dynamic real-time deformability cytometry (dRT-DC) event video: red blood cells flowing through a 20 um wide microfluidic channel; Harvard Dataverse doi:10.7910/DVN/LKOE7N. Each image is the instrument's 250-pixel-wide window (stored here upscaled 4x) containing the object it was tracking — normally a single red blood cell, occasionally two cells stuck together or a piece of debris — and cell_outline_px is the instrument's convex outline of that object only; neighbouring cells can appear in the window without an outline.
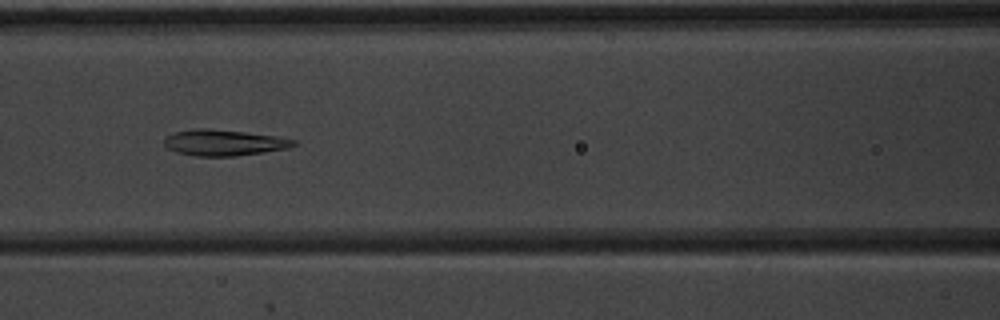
{"species": "common noctule bat (a hibernating species)", "species_latin": "Nyctalus noctula", "temperature_condition": "warm", "stored_images_in_passage": 52, "camera_frame_rate_fps": 3000, "um_per_image_px": 0.085, "animal": {"sex": "male", "body_mass_g": 20.1, "forearm_length_mm": 53.5}, "frame": {"image": 1, "passage_image": 23, "time_ms": 7.333, "image_size_px": [1000, 320], "cell_outline_px": [[296, 144], [288, 148], [236, 156], [196, 156], [176, 152], [168, 148], [164, 144], [164, 140], [168, 136], [176, 132], [192, 128], [208, 128], [280, 136], [296, 140]], "centroid_in_image_um": [19.05, 12.12], "position_along_channel_um": 147.6, "area_um2": 19.59}}
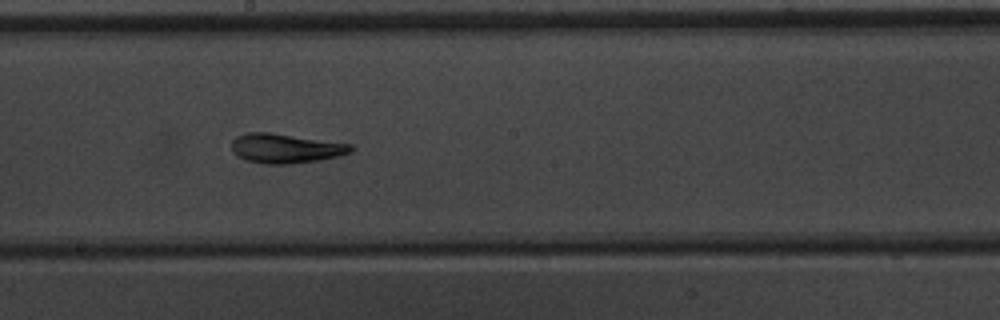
{"frame": {"image": 2, "passage_image": 29, "time_ms": 9.333, "image_size_px": [1000, 320], "cell_outline_px": [[352, 152], [340, 156], [320, 160], [292, 164], [264, 164], [248, 160], [236, 156], [232, 152], [232, 140], [236, 136], [248, 132], [268, 132], [352, 144]], "centroid_in_image_um": [24.27, 12.62], "position_along_channel_um": 223.9, "area_um2": 20.58}}
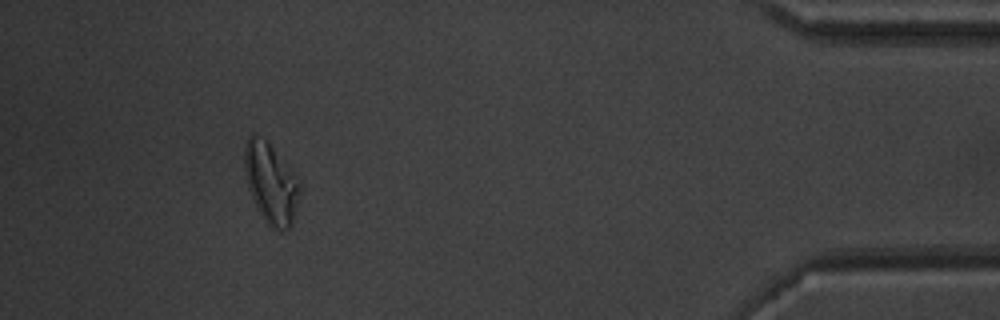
{"frame": {"image": 3, "passage_image": 48, "time_ms": 15.667, "image_size_px": [1000, 320], "cell_outline_px": [[300, 196], [292, 224], [288, 228], [272, 228], [264, 220], [248, 188], [244, 168], [244, 144], [252, 136], [256, 136], [264, 140], [272, 148], [292, 172], [300, 184]], "centroid_in_image_um": [23.02, 15.61], "position_along_channel_um": 412.2, "area_um2": 24.97}, "authors_computed_cell_mechanics": {"area_um2": 21.6461, "velocity_mm_per_s": 3.8297, "shape_relaxation_time_tau1_ms": 9.9478, "shape_relaxation_time_tau2_ms": 3.4915, "deformation_change_tau1": 0.2385, "deformation_change_tau2": 0.105}}